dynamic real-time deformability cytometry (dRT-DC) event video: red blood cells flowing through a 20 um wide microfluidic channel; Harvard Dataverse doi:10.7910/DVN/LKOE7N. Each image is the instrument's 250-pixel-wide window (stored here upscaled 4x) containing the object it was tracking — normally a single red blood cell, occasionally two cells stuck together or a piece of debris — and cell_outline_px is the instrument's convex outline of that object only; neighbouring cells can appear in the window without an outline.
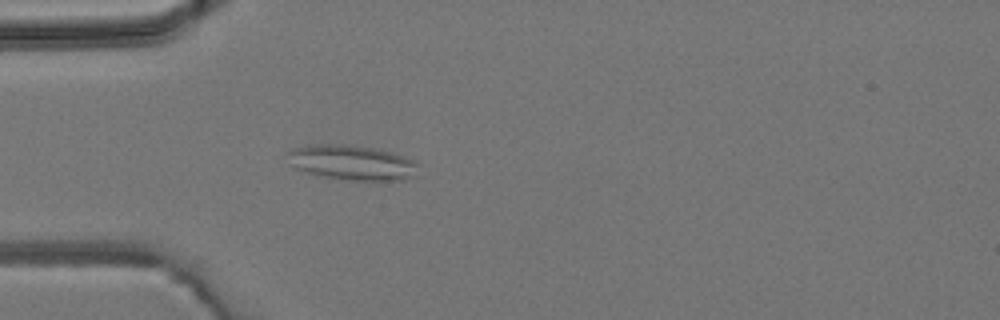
{"species": "common noctule bat (a hibernating species)", "species_latin": "Nyctalus noctula", "temperature_condition": "room temperature", "stored_images_in_passage": 4, "camera_frame_rate_fps": 3000, "um_per_image_px": 0.085, "animal": {"sex": "male", "body_mass_g": 19.2, "forearm_length_mm": 51.8}, "frame": {"image": 1, "passage_image": 4, "time_ms": 4.333, "image_size_px": [1000, 320], "cell_outline_px": [[420, 164], [416, 176], [404, 180], [348, 180], [324, 176], [308, 172], [296, 168], [292, 164], [284, 152], [292, 148], [316, 144], [344, 144], [376, 148], [412, 160]], "centroid_in_image_um": [29.92, 13.81], "position_along_channel_um": 55.1, "area_um2": 26.53}}